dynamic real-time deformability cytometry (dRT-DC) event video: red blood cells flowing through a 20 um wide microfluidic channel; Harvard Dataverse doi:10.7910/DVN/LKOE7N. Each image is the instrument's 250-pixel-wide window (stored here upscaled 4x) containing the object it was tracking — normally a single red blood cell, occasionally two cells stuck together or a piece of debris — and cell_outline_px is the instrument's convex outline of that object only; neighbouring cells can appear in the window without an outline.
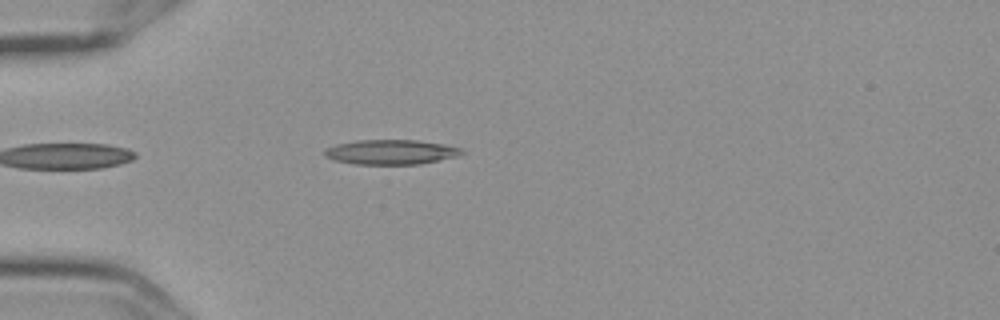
{"species": "Egyptian fruit bat (a non-hibernating species)", "species_latin": "Rousettus aegyptiacus", "temperature_condition": "cold", "stored_images_in_passage": 5, "segment_of_instrument_passage": [2, 2], "camera_frame_rate_fps": 3000, "um_per_image_px": 0.085, "frame": {"image": 1, "passage_image": 5, "time_ms": 1.333, "image_size_px": [1000, 320], "cell_outline_px": [[464, 152], [460, 156], [420, 164], [352, 164], [332, 160], [324, 156], [324, 148], [336, 144], [356, 140], [416, 140], [444, 144], [464, 148]], "centroid_in_image_um": [33.23, 12.92], "position_along_channel_um": 51.8, "area_um2": 20.11}}